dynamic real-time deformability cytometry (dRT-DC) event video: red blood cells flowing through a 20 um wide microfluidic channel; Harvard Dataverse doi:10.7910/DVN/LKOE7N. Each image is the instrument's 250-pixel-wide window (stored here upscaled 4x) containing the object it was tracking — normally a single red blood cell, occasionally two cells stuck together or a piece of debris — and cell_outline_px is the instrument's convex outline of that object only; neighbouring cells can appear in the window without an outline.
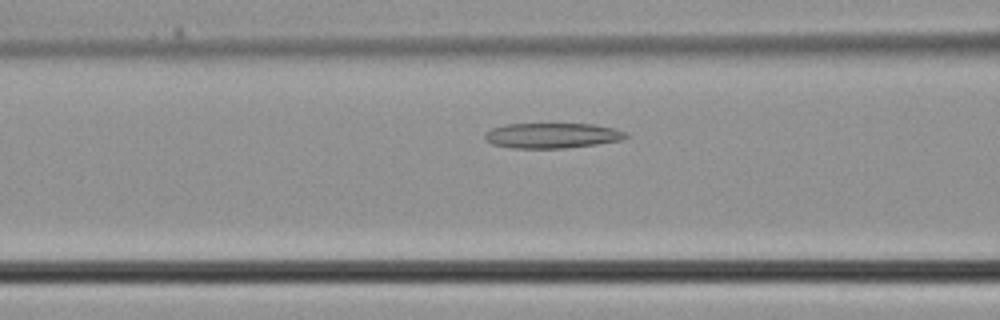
{"species": "common noctule bat (a hibernating species)", "species_latin": "Nyctalus noctula", "temperature_condition": "cold", "stored_images_in_passage": 21, "camera_frame_rate_fps": 3000, "um_per_image_px": 0.085, "animal": {"sex": "male", "body_mass_g": 21.5, "forearm_length_mm": 52.0}, "frame": {"image": 1, "passage_image": 4, "time_ms": 1.0, "image_size_px": [1000, 320], "cell_outline_px": [[632, 136], [620, 140], [596, 144], [564, 148], [512, 148], [492, 144], [484, 136], [484, 132], [492, 128], [508, 124], [592, 124], [612, 128], [628, 132]], "centroid_in_image_um": [46.96, 11.52], "position_along_channel_um": 119.6, "area_um2": 20.69}}
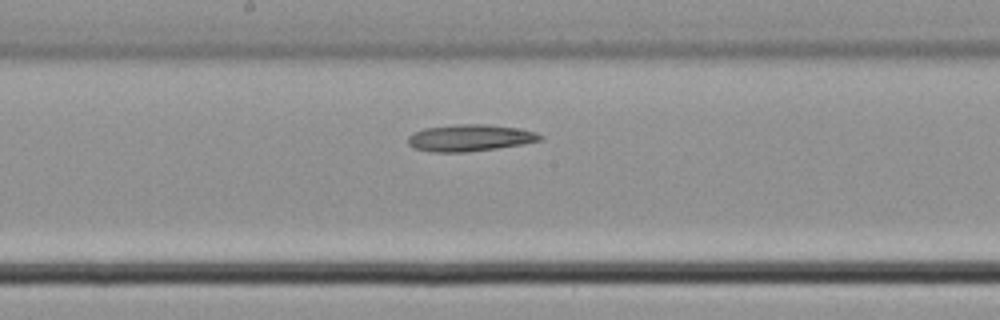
{"frame": {"image": 2, "passage_image": 9, "time_ms": 2.667, "image_size_px": [1000, 320], "cell_outline_px": [[544, 140], [524, 144], [496, 148], [464, 152], [432, 152], [412, 148], [408, 144], [408, 136], [412, 132], [424, 128], [456, 124], [484, 124], [520, 128], [536, 132], [544, 136]], "centroid_in_image_um": [39.95, 11.71], "position_along_channel_um": 208.3, "area_um2": 20.87}}
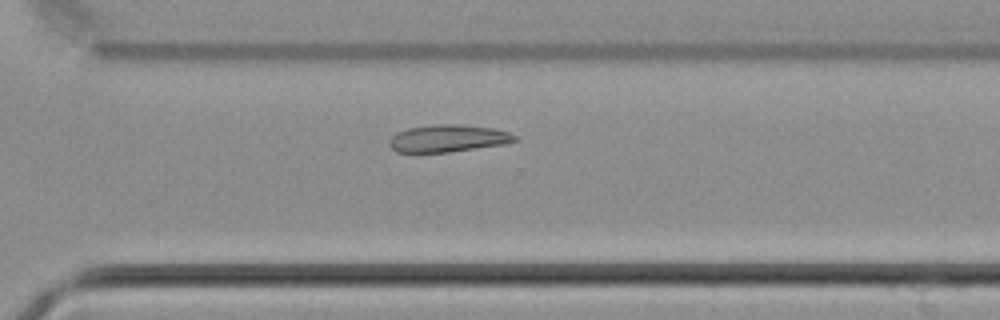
{"frame": {"image": 3, "passage_image": 16, "time_ms": 5.0, "image_size_px": [1000, 320], "cell_outline_px": [[516, 140], [504, 144], [448, 152], [396, 152], [388, 144], [392, 136], [396, 132], [408, 128], [436, 124], [460, 124], [496, 128], [508, 132], [516, 136]], "centroid_in_image_um": [38.07, 11.75], "position_along_channel_um": 332.5, "area_um2": 19.88}}